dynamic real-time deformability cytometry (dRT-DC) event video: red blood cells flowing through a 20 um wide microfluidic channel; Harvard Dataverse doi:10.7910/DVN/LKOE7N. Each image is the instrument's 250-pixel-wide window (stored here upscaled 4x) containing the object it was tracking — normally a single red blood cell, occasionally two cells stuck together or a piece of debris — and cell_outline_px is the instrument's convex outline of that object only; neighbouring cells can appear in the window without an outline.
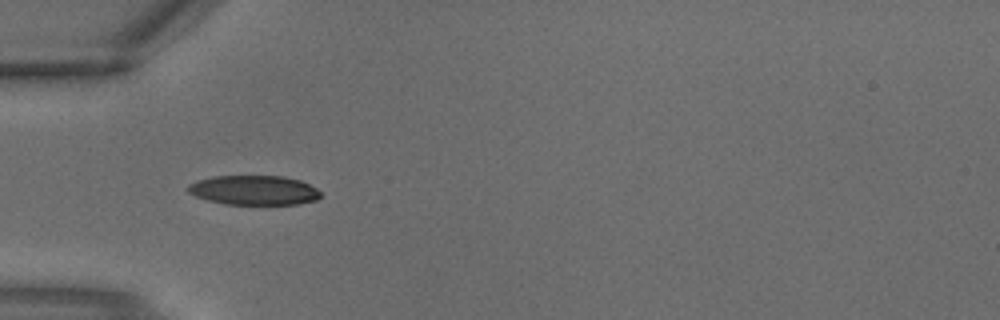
{"species": "common noctule bat (a hibernating species)", "species_latin": "Nyctalus noctula", "temperature_condition": "warm", "stored_images_in_passage": 1, "camera_frame_rate_fps": 3000, "um_per_image_px": 0.085, "animal": {"sex": "male", "body_mass_g": 18.8}, "frame": {"image": 1, "passage_image": 1, "time_ms": 0.0, "image_size_px": [1000, 320], "cell_outline_px": [[320, 196], [316, 200], [300, 204], [224, 204], [208, 200], [196, 196], [188, 192], [188, 184], [196, 180], [212, 176], [284, 176], [300, 180], [316, 188], [320, 192]], "centroid_in_image_um": [21.57, 16.16], "position_along_channel_um": 63.4, "area_um2": 22.83}}